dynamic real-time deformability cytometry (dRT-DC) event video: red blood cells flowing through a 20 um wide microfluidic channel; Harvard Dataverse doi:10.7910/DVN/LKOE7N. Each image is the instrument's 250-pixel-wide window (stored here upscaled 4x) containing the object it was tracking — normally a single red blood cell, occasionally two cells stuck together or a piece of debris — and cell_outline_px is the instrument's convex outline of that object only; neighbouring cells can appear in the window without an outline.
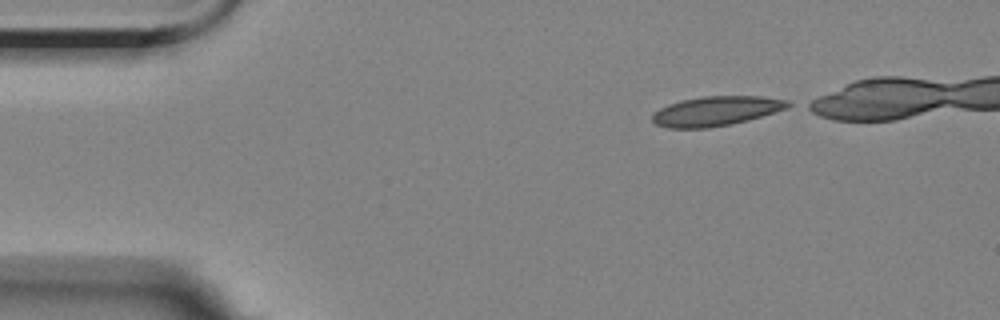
{"species": "Egyptian fruit bat (a non-hibernating species)", "species_latin": "Rousettus aegyptiacus", "temperature_condition": "room temperature", "stored_images_in_passage": 4, "camera_frame_rate_fps": 3000, "um_per_image_px": 0.085, "animal": {"sex": "female"}, "frame": {"image": 1, "passage_image": 1, "time_ms": 0.0, "image_size_px": [1000, 320], "cell_outline_px": [[796, 104], [788, 108], [748, 120], [732, 124], [708, 128], [668, 128], [656, 124], [652, 120], [652, 116], [660, 108], [668, 104], [684, 100], [704, 96], [760, 96], [788, 100]], "centroid_in_image_um": [60.93, 9.44], "position_along_channel_um": 24.1, "area_um2": 23.35}}